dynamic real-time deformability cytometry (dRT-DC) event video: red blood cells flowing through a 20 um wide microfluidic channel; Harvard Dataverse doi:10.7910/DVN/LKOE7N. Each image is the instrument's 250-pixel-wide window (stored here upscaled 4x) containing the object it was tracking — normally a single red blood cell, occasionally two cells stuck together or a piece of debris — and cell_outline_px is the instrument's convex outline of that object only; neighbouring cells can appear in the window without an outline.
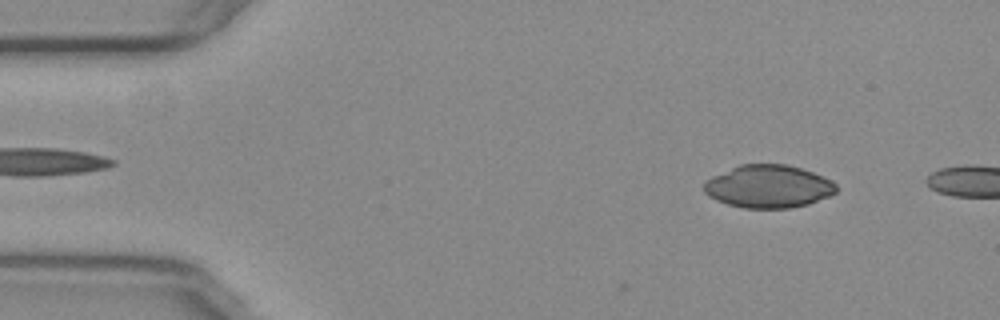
{"species": "common noctule bat (a hibernating species)", "species_latin": "Nyctalus noctula", "temperature_condition": "warm", "stored_images_in_passage": 7, "camera_frame_rate_fps": 3000, "um_per_image_px": 0.085, "animal": {"sex": "female", "body_mass_g": 29.2, "forearm_length_mm": 56.3}, "frame": {"image": 1, "passage_image": 5, "time_ms": 1.333, "image_size_px": [1000, 320], "cell_outline_px": [[836, 192], [828, 196], [808, 204], [792, 208], [744, 208], [728, 204], [716, 200], [708, 196], [704, 192], [704, 180], [712, 176], [740, 164], [784, 164], [800, 168], [812, 172], [832, 180], [836, 184]], "centroid_in_image_um": [65.29, 15.85], "position_along_channel_um": 19.7, "area_um2": 33.0}}